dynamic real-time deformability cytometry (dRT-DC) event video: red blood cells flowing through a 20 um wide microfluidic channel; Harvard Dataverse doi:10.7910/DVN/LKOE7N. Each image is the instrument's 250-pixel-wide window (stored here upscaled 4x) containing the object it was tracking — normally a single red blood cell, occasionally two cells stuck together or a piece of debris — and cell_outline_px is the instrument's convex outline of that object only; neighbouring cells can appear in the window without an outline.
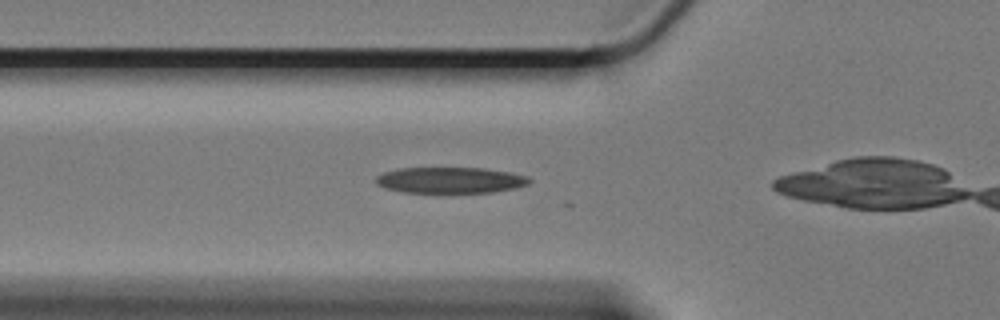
{"species": "Egyptian fruit bat (a non-hibernating species)", "species_latin": "Rousettus aegyptiacus", "temperature_condition": "cold", "stored_images_in_passage": 22, "camera_frame_rate_fps": 3000, "um_per_image_px": 0.085, "animal": {"sex": "female"}, "frame": {"image": 1, "passage_image": 2, "time_ms": 0.333, "image_size_px": [1000, 320], "cell_outline_px": [[532, 180], [528, 184], [516, 188], [492, 192], [404, 192], [384, 188], [376, 184], [376, 176], [384, 172], [400, 168], [484, 168], [512, 172], [528, 176]], "centroid_in_image_um": [38.3, 15.31], "position_along_channel_um": 87.5, "area_um2": 23.29}}
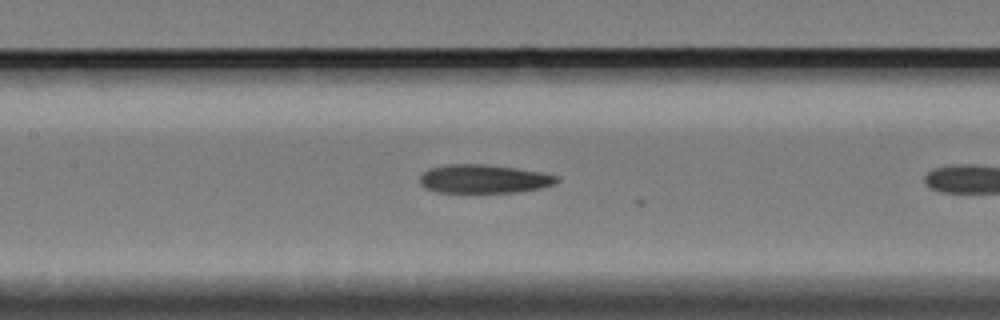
{"frame": {"image": 2, "passage_image": 9, "time_ms": 2.667, "image_size_px": [1000, 320], "cell_outline_px": [[560, 180], [556, 184], [540, 188], [516, 192], [436, 192], [424, 188], [420, 184], [420, 176], [428, 168], [448, 164], [484, 164], [516, 168], [544, 172], [556, 176]], "centroid_in_image_um": [41.12, 15.2], "position_along_channel_um": 166.3, "area_um2": 22.95}}
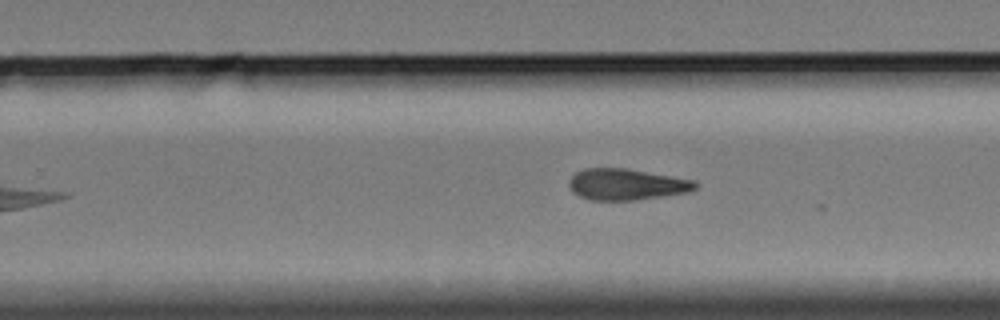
{"frame": {"image": 3, "passage_image": 19, "time_ms": 6.0, "image_size_px": [1000, 320], "cell_outline_px": [[700, 184], [696, 188], [688, 192], [664, 196], [636, 200], [592, 200], [580, 196], [572, 192], [568, 184], [568, 180], [576, 172], [584, 168], [624, 168], [696, 180]], "centroid_in_image_um": [53.26, 15.67], "position_along_channel_um": 276.5, "area_um2": 23.12}}